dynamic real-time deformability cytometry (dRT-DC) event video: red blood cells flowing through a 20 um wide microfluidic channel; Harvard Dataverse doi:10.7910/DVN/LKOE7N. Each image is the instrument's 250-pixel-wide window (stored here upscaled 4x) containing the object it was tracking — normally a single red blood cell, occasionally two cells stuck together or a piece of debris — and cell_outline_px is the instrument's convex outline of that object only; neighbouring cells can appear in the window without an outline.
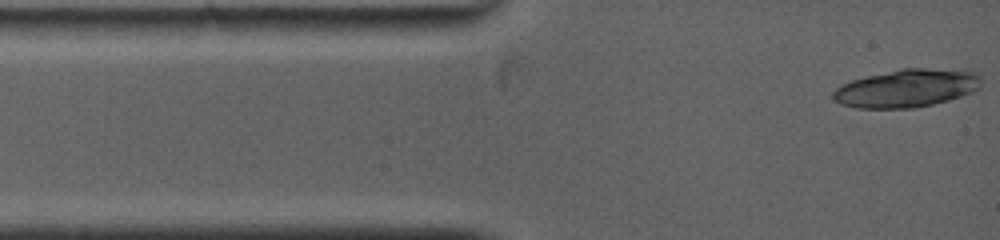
{"species": "common noctule bat (a hibernating species)", "species_latin": "Nyctalus noctula", "temperature_condition": "warm", "stored_images_in_passage": 7, "camera_frame_rate_fps": 5000, "um_per_image_px": 0.085, "animal": {"sex": "female", "body_mass_g": 19.0, "forearm_length_mm": 53.3}, "frame": {"image": 1, "passage_image": 1, "time_ms": 0.0, "image_size_px": [1000, 240], "cell_outline_px": [[980, 88], [972, 92], [948, 100], [932, 104], [912, 108], [856, 108], [840, 104], [832, 100], [832, 92], [836, 88], [852, 80], [900, 68], [924, 68], [972, 72], [980, 76]], "centroid_in_image_um": [77.02, 7.51], "position_along_channel_um": 8.0, "area_um2": 32.48}}